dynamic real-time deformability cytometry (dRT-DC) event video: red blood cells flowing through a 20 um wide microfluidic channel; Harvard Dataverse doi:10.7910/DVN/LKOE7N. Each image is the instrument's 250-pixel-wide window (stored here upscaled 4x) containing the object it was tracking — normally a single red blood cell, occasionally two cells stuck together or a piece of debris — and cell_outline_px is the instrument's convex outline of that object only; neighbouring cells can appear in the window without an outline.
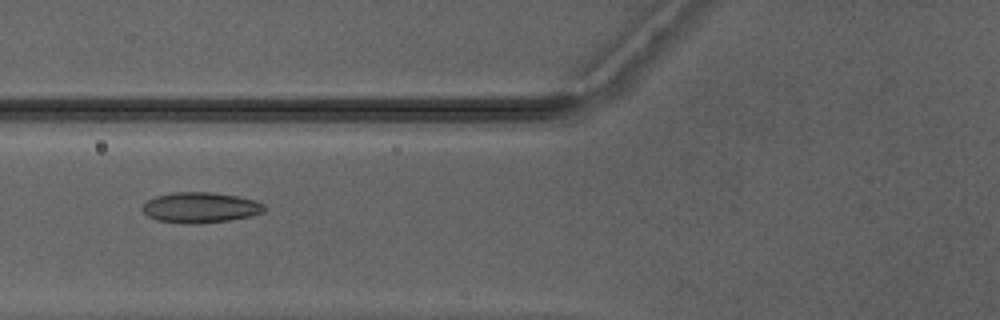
{"species": "Egyptian fruit bat (a non-hibernating species)", "species_latin": "Rousettus aegyptiacus", "temperature_condition": "warm", "stored_images_in_passage": 50, "camera_frame_rate_fps": 3000, "um_per_image_px": 0.085, "animal": {"sex": "male"}, "frame": {"image": 1, "passage_image": 21, "time_ms": 6.667, "image_size_px": [1000, 320], "cell_outline_px": [[264, 212], [248, 216], [228, 220], [196, 224], [180, 224], [156, 220], [148, 216], [140, 208], [148, 200], [156, 196], [176, 192], [212, 192], [236, 196], [256, 200], [264, 204]], "centroid_in_image_um": [17.0, 17.65], "position_along_channel_um": 108.8, "area_um2": 21.68}}
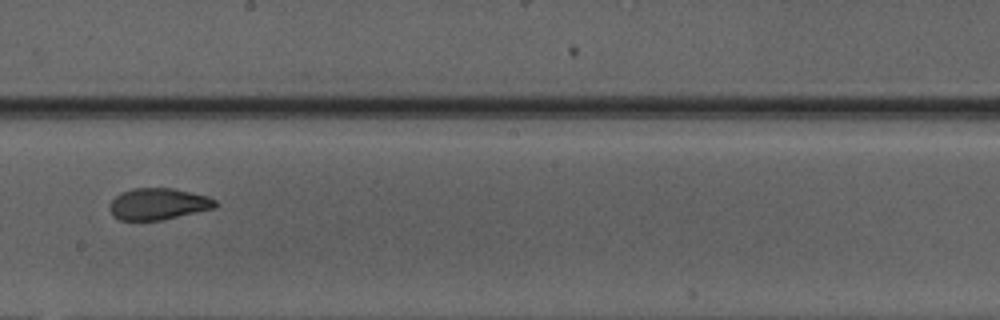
{"frame": {"image": 2, "passage_image": 30, "time_ms": 9.667, "image_size_px": [1000, 320], "cell_outline_px": [[216, 208], [160, 220], [120, 220], [112, 212], [112, 200], [120, 192], [132, 188], [172, 188], [192, 192], [208, 196], [216, 200]], "centroid_in_image_um": [13.5, 17.32], "position_along_channel_um": 234.7, "area_um2": 19.19}}
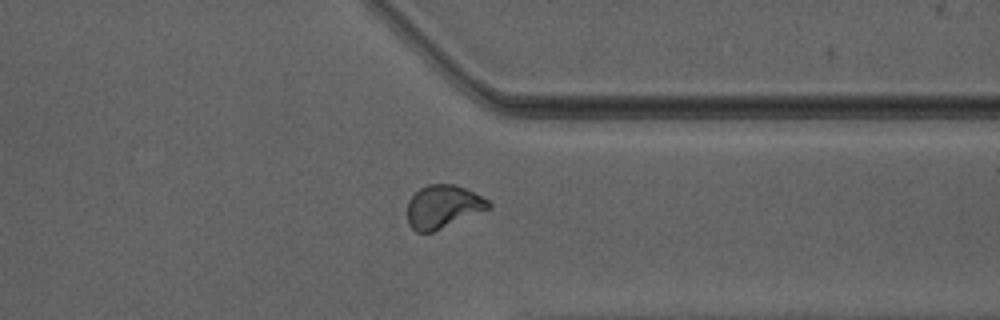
{"frame": {"image": 3, "passage_image": 40, "time_ms": 13.0, "image_size_px": [1000, 320], "cell_outline_px": [[492, 208], [432, 232], [416, 232], [408, 224], [408, 200], [420, 188], [428, 184], [452, 184], [464, 188], [488, 200], [492, 204]], "centroid_in_image_um": [37.66, 17.57], "position_along_channel_um": 373.7, "area_um2": 20.29}, "authors_computed_cell_mechanics": {"area_um2": 20.3456, "velocity_mm_per_s": 4.2008, "shape_relaxation_time_tau1_ms": null, "shape_relaxation_time_tau2_ms": 1.2588, "deformation_change_tau1": null, "deformation_change_tau2": 0.0752}}